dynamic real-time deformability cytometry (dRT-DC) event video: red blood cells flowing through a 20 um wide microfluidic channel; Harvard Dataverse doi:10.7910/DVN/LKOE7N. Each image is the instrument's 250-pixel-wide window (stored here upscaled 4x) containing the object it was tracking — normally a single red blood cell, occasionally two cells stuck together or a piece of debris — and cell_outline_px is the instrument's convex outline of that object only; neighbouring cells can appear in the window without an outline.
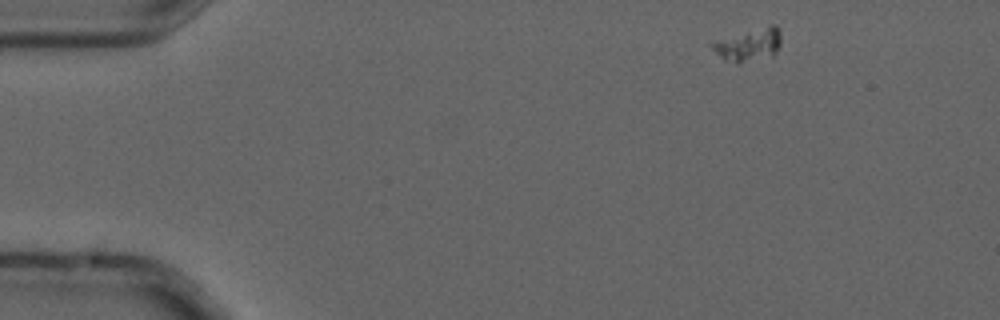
{"species": "common noctule bat (a hibernating species)", "species_latin": "Nyctalus noctula", "temperature_condition": "cold", "stored_images_in_passage": 4, "camera_frame_rate_fps": 3000, "um_per_image_px": 0.085, "animal": {"sex": "male", "forearm_length_mm": 52.5}, "frame": {"image": 1, "passage_image": 1, "time_ms": 0.0, "image_size_px": [1000, 320], "cell_outline_px": [[780, 44], [776, 52], [772, 56], [740, 64], [736, 64], [724, 60], [712, 48], [712, 44], [772, 24], [776, 24], [780, 32]], "centroid_in_image_um": [63.74, 3.86], "position_along_channel_um": 21.3, "area_um2": 12.48}}
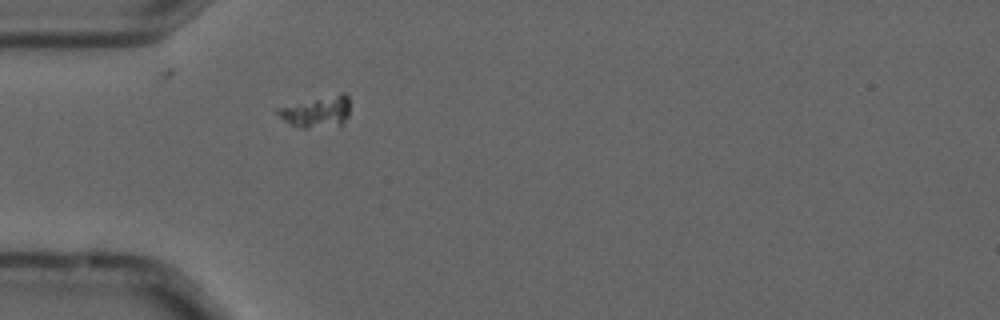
{"frame": {"image": 2, "passage_image": 4, "time_ms": 1.0, "image_size_px": [1000, 320], "cell_outline_px": [[348, 116], [344, 124], [340, 128], [300, 128], [284, 120], [276, 112], [276, 108], [340, 92], [344, 92], [348, 96]], "centroid_in_image_um": [26.99, 9.53], "position_along_channel_um": 58.0, "area_um2": 13.53}}